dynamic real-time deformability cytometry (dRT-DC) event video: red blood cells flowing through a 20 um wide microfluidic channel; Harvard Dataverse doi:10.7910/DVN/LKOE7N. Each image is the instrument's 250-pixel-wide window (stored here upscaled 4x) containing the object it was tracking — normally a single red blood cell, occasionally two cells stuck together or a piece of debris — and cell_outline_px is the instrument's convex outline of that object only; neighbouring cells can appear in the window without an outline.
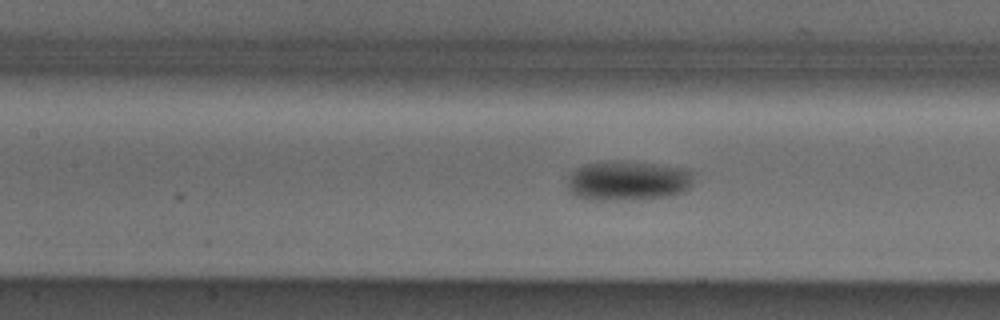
{"species": "Egyptian fruit bat (a non-hibernating species)", "species_latin": "Rousettus aegyptiacus", "temperature_condition": "cold", "stored_images_in_passage": 52, "camera_frame_rate_fps": 3000, "um_per_image_px": 0.085, "animal": {"sex": "male"}, "frame": {"image": 1, "passage_image": 23, "time_ms": 7.333, "image_size_px": [1000, 320], "cell_outline_px": [[692, 188], [684, 192], [668, 196], [616, 200], [584, 200], [568, 192], [568, 176], [576, 168], [584, 164], [612, 160], [616, 160], [656, 164], [688, 168], [692, 172]], "centroid_in_image_um": [53.35, 15.35], "position_along_channel_um": 154.0, "area_um2": 29.65}, "authors_computed_cell_mechanics": {"area_um2": 24.9407, "velocity_mm_per_s": 3.8637, "shape_relaxation_time_tau1_ms": 3.2155, "shape_relaxation_time_tau2_ms": null, "deformation_change_tau1": 0.0978, "deformation_change_tau2": null}}